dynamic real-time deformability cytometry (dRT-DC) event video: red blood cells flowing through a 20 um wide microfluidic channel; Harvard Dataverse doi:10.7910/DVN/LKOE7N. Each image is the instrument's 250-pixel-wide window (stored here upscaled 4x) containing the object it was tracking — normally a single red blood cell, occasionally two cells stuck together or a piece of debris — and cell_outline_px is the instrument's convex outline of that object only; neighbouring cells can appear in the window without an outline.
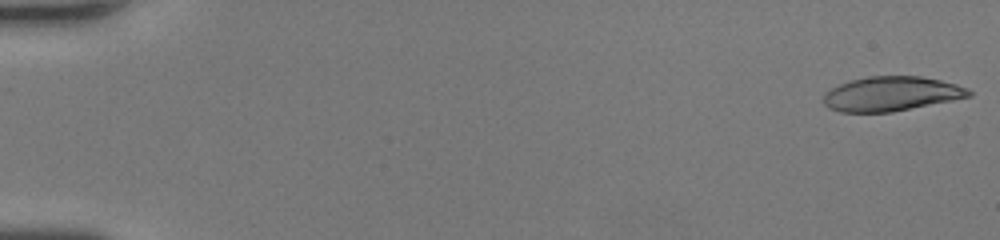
{"species": "human", "species_latin": "Homo sapiens", "temperature_condition": "room temperature", "stored_images_in_passage": 49, "camera_frame_rate_fps": 3000, "um_per_image_px": 0.085, "donor": {"sex": "female"}, "frame": {"image": 1, "passage_image": 1, "time_ms": 0.0, "image_size_px": [1000, 240], "cell_outline_px": [[972, 96], [892, 112], [840, 112], [828, 108], [824, 104], [824, 92], [840, 84], [852, 80], [868, 76], [920, 76], [940, 80], [956, 84], [968, 88], [972, 92]], "centroid_in_image_um": [75.76, 7.97], "position_along_channel_um": 9.2, "area_um2": 29.13}}
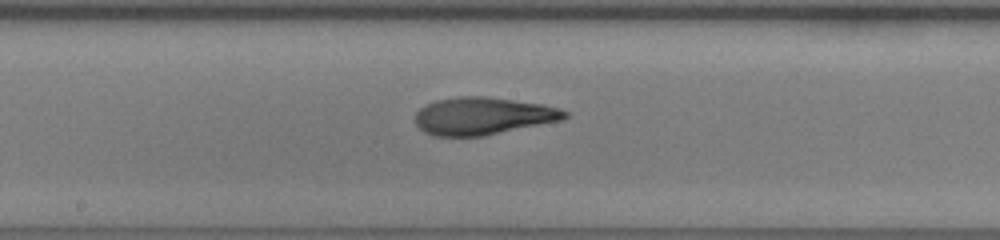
{"frame": {"image": 2, "passage_image": 28, "time_ms": 9.0, "image_size_px": [1000, 240], "cell_outline_px": [[568, 116], [564, 120], [484, 136], [436, 136], [424, 132], [416, 124], [416, 112], [424, 104], [436, 100], [460, 96], [488, 96], [544, 104], [560, 108], [568, 112]], "centroid_in_image_um": [41.08, 9.85], "position_along_channel_um": 207.1, "area_um2": 33.0}}
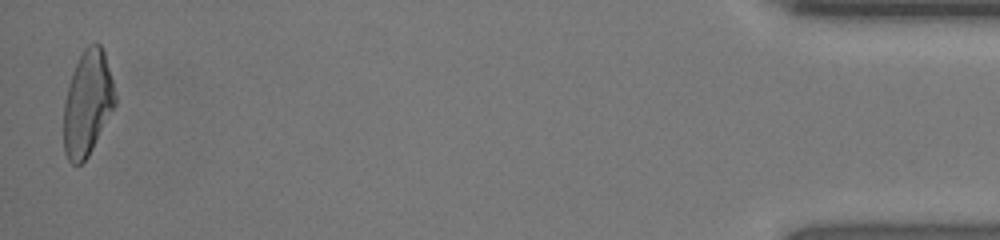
{"frame": {"image": 3, "passage_image": 49, "time_ms": 16.0, "image_size_px": [1000, 240], "cell_outline_px": [[116, 104], [88, 156], [80, 164], [72, 164], [68, 160], [64, 152], [64, 100], [68, 84], [72, 72], [84, 48], [88, 44], [100, 44], [104, 52], [112, 80], [116, 96]], "centroid_in_image_um": [7.42, 8.78], "position_along_channel_um": 427.8, "area_um2": 31.21}, "authors_computed_cell_mechanics": {"area_um2": 31.8478, "velocity_mm_per_s": 4.3787, "shape_relaxation_time_tau1_ms": 6.1362, "shape_relaxation_time_tau2_ms": 1.344, "deformation_change_tau1": 0.2546, "deformation_change_tau2": 0.0832}}